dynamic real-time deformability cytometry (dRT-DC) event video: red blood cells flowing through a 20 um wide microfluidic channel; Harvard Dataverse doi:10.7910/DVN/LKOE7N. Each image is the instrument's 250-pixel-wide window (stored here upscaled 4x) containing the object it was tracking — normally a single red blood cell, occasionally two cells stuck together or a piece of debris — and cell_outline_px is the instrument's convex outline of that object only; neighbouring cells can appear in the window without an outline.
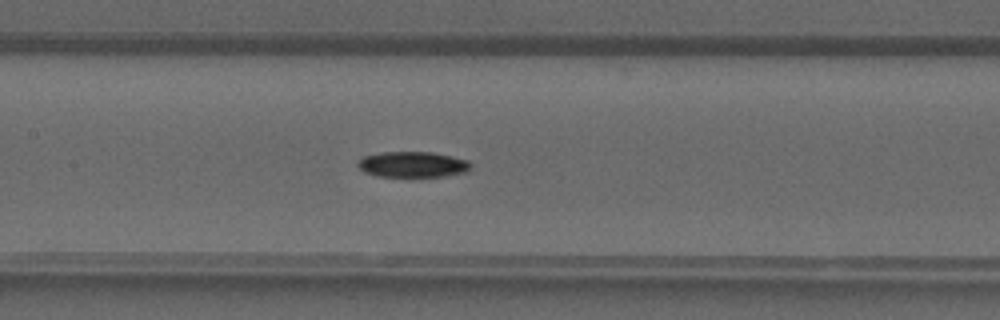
{"species": "common noctule bat (a hibernating species)", "species_latin": "Nyctalus noctula", "temperature_condition": "warm", "stored_images_in_passage": 40, "camera_frame_rate_fps": 3000, "um_per_image_px": 0.085, "animal": {"sex": "male", "forearm_length_mm": 52.5}, "frame": {"image": 1, "passage_image": 19, "time_ms": 6.0, "image_size_px": [1000, 320], "cell_outline_px": [[472, 164], [468, 172], [444, 176], [412, 180], [376, 176], [364, 172], [356, 164], [356, 160], [364, 156], [384, 152], [432, 152], [452, 156], [468, 160]], "centroid_in_image_um": [35.07, 14.03], "position_along_channel_um": 172.3, "area_um2": 17.98}}
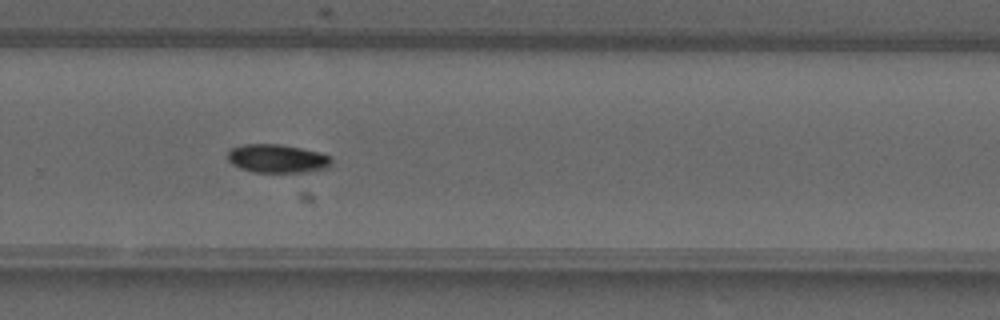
{"frame": {"image": 2, "passage_image": 27, "time_ms": 8.667, "image_size_px": [1000, 320], "cell_outline_px": [[332, 164], [328, 168], [308, 172], [256, 172], [240, 168], [232, 164], [228, 160], [228, 152], [232, 148], [244, 144], [280, 144], [320, 152], [332, 156]], "centroid_in_image_um": [23.62, 13.48], "position_along_channel_um": 306.2, "area_um2": 17.34}}
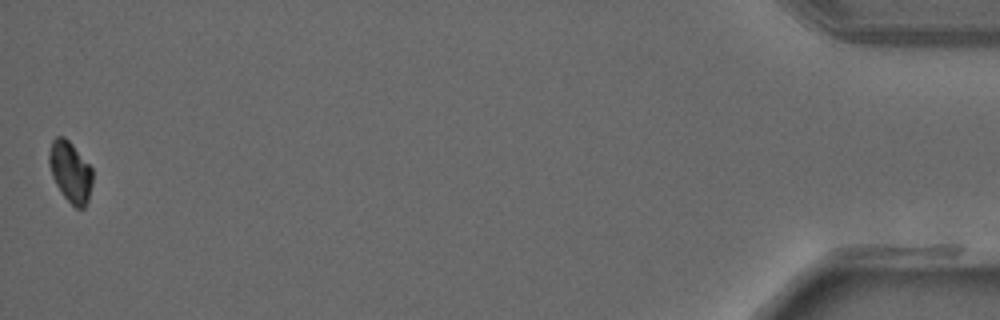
{"frame": {"image": 3, "passage_image": 40, "time_ms": 13.0, "image_size_px": [1000, 320], "cell_outline_px": [[92, 184], [88, 200], [84, 208], [76, 208], [64, 196], [56, 184], [52, 176], [48, 164], [48, 156], [52, 140], [56, 136], [64, 136], [72, 144], [92, 168]], "centroid_in_image_um": [5.97, 14.59], "position_along_channel_um": 429.2, "area_um2": 15.32}}